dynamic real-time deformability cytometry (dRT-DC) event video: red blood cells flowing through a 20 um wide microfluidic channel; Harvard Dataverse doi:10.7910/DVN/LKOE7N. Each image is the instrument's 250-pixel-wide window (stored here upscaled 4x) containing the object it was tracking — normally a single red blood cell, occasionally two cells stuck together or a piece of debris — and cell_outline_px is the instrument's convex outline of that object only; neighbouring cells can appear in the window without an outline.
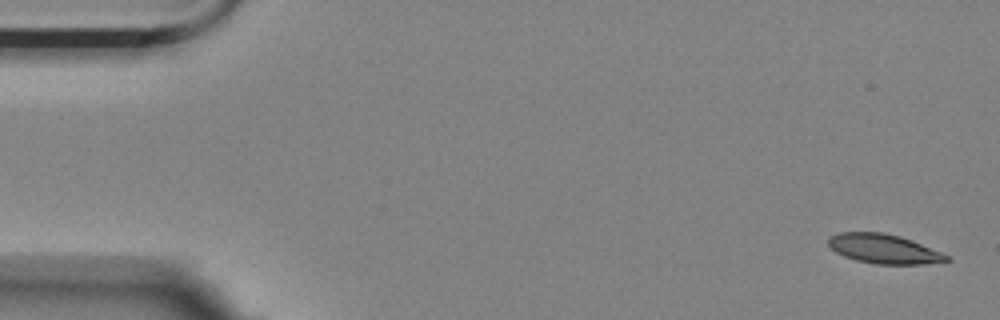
{"species": "Egyptian fruit bat (a non-hibernating species)", "species_latin": "Rousettus aegyptiacus", "temperature_condition": "room temperature", "stored_images_in_passage": 5, "camera_frame_rate_fps": 3000, "um_per_image_px": 0.085, "animal": {"sex": "female"}, "frame": {"image": 1, "passage_image": 1, "time_ms": 0.0, "image_size_px": [1000, 320], "cell_outline_px": [[952, 260], [924, 264], [876, 264], [856, 260], [844, 256], [836, 252], [828, 244], [828, 236], [840, 232], [884, 232], [900, 236], [912, 240], [940, 252], [948, 256]], "centroid_in_image_um": [75.1, 21.14], "position_along_channel_um": 9.9, "area_um2": 20.17}}
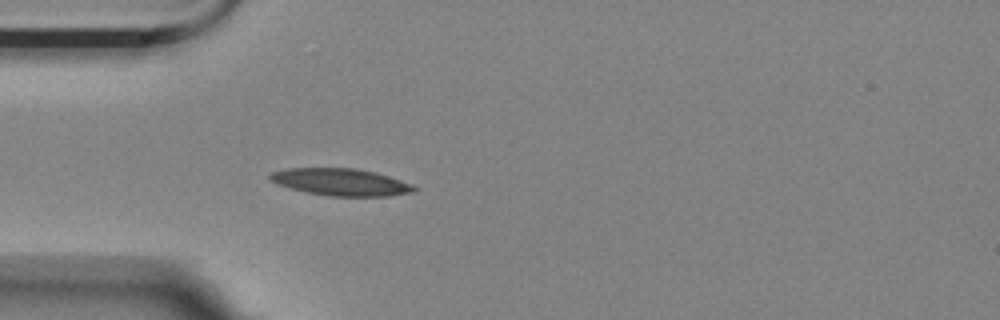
{"frame": {"image": 2, "passage_image": 5, "time_ms": 4.667, "image_size_px": [1000, 320], "cell_outline_px": [[416, 192], [388, 196], [328, 196], [304, 192], [276, 184], [268, 180], [268, 176], [272, 172], [288, 168], [356, 168], [376, 172], [412, 184], [416, 188]], "centroid_in_image_um": [28.95, 15.48], "position_along_channel_um": 56.1, "area_um2": 22.95}}